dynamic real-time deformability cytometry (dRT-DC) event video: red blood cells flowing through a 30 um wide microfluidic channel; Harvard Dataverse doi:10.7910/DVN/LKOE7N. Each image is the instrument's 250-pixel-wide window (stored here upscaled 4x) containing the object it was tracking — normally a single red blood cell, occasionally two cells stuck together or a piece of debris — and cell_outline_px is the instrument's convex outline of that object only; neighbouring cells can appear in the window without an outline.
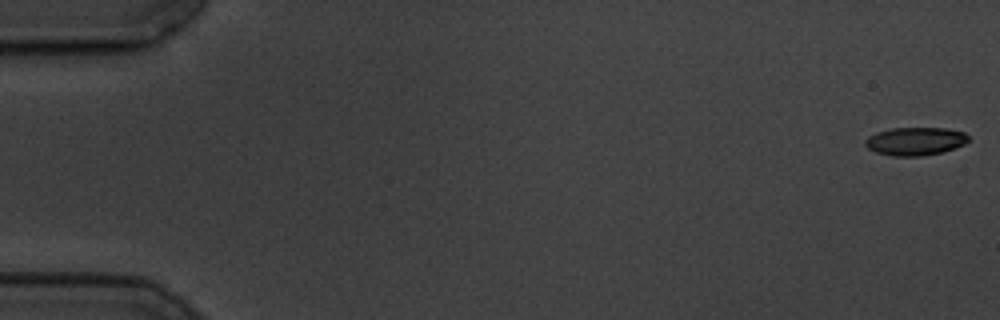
{"species": "common noctule bat (a hibernating species)", "species_latin": "Nyctalus noctula", "temperature_condition": "cold", "stored_images_in_passage": 58, "camera_frame_rate_fps": 3000, "um_per_image_px": 0.085, "animal": {"sex": "male", "body_mass_g": 19.5, "forearm_length_mm": 54.6}, "frame": {"image": 1, "passage_image": 1, "time_ms": 0.0, "image_size_px": [1000, 320], "cell_outline_px": [[968, 140], [964, 144], [940, 152], [920, 156], [892, 156], [876, 152], [868, 148], [864, 144], [864, 140], [868, 136], [876, 132], [892, 128], [944, 128], [964, 132], [968, 136]], "centroid_in_image_um": [77.74, 12.0], "position_along_channel_um": 7.3, "area_um2": 16.76}}
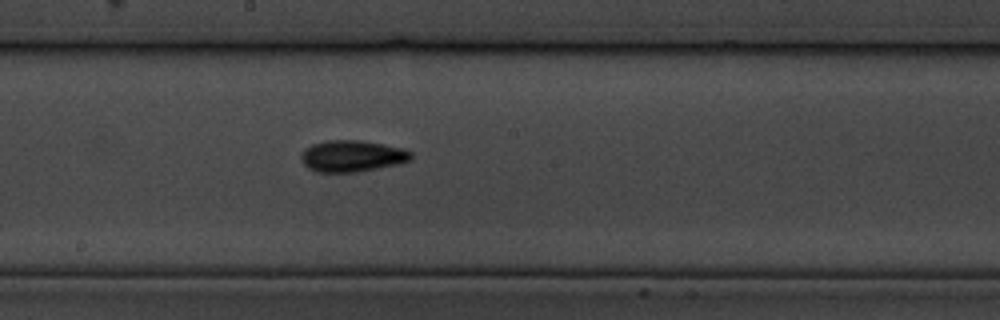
{"frame": {"image": 2, "passage_image": 32, "time_ms": 10.333, "image_size_px": [1000, 320], "cell_outline_px": [[412, 156], [408, 160], [400, 164], [360, 172], [316, 172], [308, 168], [304, 164], [300, 156], [304, 148], [312, 144], [328, 140], [360, 140], [384, 144], [404, 148], [412, 152]], "centroid_in_image_um": [29.93, 13.26], "position_along_channel_um": 218.3, "area_um2": 20.4}}
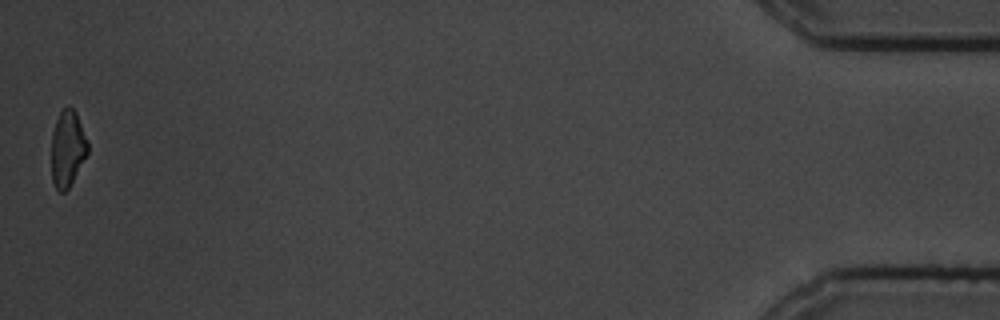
{"frame": {"image": 3, "passage_image": 58, "time_ms": 19.0, "image_size_px": [1000, 320], "cell_outline_px": [[88, 152], [68, 188], [64, 192], [60, 192], [56, 188], [52, 180], [52, 132], [56, 120], [60, 112], [64, 108], [72, 108], [76, 112], [88, 140]], "centroid_in_image_um": [5.74, 12.62], "position_along_channel_um": 429.5, "area_um2": 15.9}, "authors_computed_cell_mechanics": {"area_um2": 18.1203, "velocity_mm_per_s": 3.475, "shape_relaxation_time_tau1_ms": 3.3544, "shape_relaxation_time_tau2_ms": null, "deformation_change_tau1": 0.1296, "deformation_change_tau2": null}}